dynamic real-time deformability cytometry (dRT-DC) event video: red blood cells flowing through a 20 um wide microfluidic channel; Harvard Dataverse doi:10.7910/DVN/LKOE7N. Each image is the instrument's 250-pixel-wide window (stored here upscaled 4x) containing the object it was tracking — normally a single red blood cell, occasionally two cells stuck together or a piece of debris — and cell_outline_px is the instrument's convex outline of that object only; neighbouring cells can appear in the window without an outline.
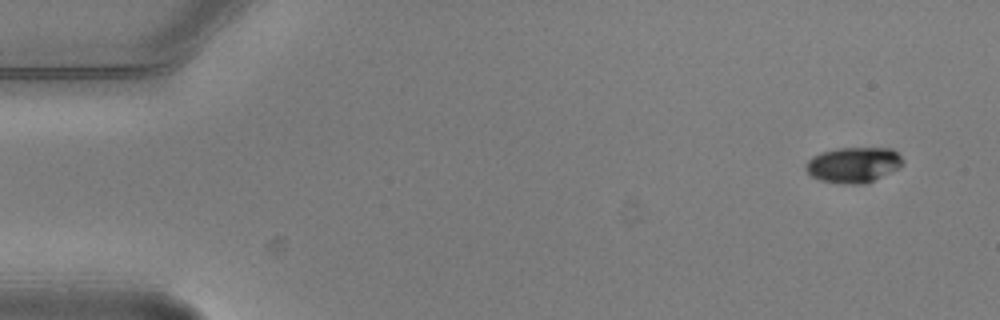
{"species": "common noctule bat (a hibernating species)", "species_latin": "Nyctalus noctula", "temperature_condition": "warm", "stored_images_in_passage": 2, "camera_frame_rate_fps": 3000, "um_per_image_px": 0.085, "animal": {"sex": "male", "body_mass_g": 20.5, "forearm_length_mm": 52.5}, "frame": {"image": 1, "passage_image": 2, "time_ms": 0.333, "image_size_px": [1000, 320], "cell_outline_px": [[904, 164], [900, 168], [864, 184], [844, 184], [820, 180], [812, 176], [804, 168], [804, 164], [812, 156], [820, 152], [840, 148], [892, 148], [904, 160]], "centroid_in_image_um": [72.54, 14.01], "position_along_channel_um": 12.5, "area_um2": 20.17}}